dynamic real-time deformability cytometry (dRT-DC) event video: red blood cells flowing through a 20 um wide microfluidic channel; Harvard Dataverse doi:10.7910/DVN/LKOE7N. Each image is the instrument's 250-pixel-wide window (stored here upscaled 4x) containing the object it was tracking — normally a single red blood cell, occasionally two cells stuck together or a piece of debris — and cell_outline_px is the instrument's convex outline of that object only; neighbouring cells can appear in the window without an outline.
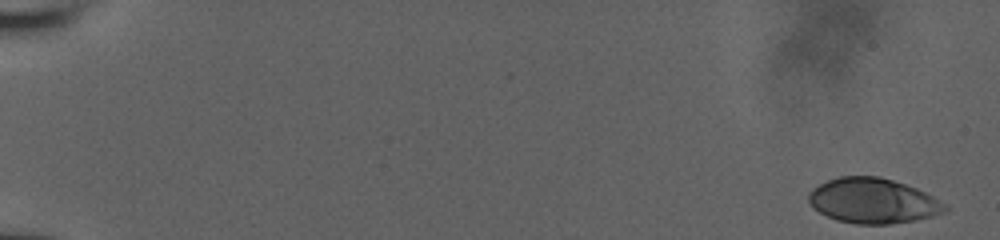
{"species": "human", "species_latin": "Homo sapiens", "temperature_condition": "room temperature", "stored_images_in_passage": 5, "camera_frame_rate_fps": 3000, "um_per_image_px": 0.085, "donor": {"sex": "male"}, "frame": {"image": 1, "passage_image": 1, "time_ms": 0.0, "image_size_px": [1000, 240], "cell_outline_px": [[948, 212], [916, 220], [888, 224], [856, 224], [836, 220], [812, 208], [808, 200], [808, 192], [812, 188], [828, 180], [840, 176], [880, 176], [916, 188], [932, 196], [944, 204], [948, 208]], "centroid_in_image_um": [74.18, 17.07], "position_along_channel_um": 10.8, "area_um2": 35.84}}